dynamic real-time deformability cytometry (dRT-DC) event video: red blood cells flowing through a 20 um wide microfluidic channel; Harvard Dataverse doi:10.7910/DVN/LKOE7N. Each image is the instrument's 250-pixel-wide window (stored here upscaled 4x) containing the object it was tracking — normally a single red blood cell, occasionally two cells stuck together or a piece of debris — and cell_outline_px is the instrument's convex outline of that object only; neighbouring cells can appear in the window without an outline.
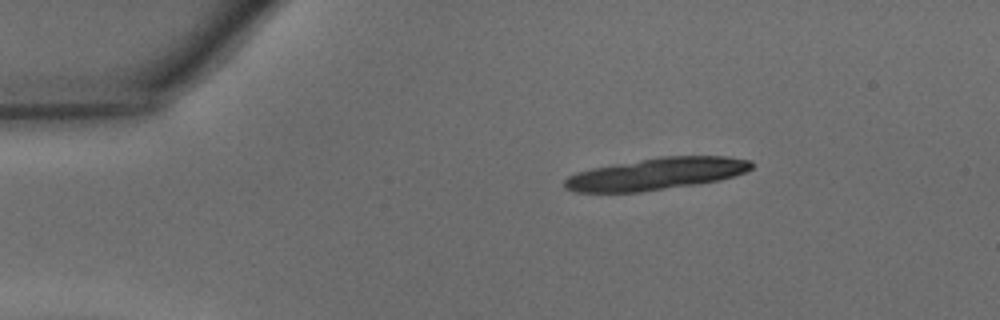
{"species": "common noctule bat (a hibernating species)", "species_latin": "Nyctalus noctula", "temperature_condition": "warm", "stored_images_in_passage": 5, "camera_frame_rate_fps": 3000, "um_per_image_px": 0.085, "animal": {"sex": "male", "body_mass_g": 15.6}, "frame": {"image": 1, "passage_image": 1, "time_ms": 0.0, "image_size_px": [1000, 320], "cell_outline_px": [[752, 168], [744, 172], [720, 180], [696, 184], [640, 192], [576, 192], [564, 188], [564, 180], [568, 176], [576, 172], [592, 168], [660, 156], [728, 156], [752, 160]], "centroid_in_image_um": [55.78, 14.77], "position_along_channel_um": 29.2, "area_um2": 34.74}}